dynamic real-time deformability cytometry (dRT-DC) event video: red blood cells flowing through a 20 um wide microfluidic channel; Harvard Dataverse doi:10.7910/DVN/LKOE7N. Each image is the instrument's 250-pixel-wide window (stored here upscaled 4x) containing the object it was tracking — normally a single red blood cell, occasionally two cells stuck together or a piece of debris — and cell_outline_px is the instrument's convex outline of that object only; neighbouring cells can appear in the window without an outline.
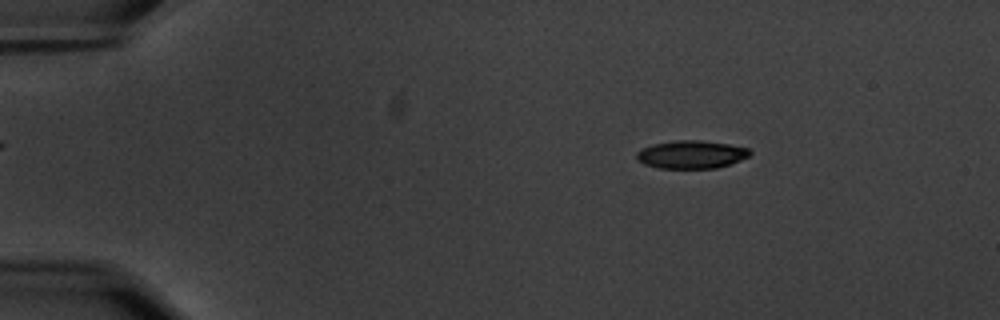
{"species": "common noctule bat (a hibernating species)", "species_latin": "Nyctalus noctula", "temperature_condition": "warm", "stored_images_in_passage": 57, "camera_frame_rate_fps": 3000, "um_per_image_px": 0.085, "animal": {"sex": "male", "body_mass_g": 20.1, "forearm_length_mm": 53.5}, "frame": {"image": 1, "passage_image": 9, "time_ms": 2.667, "image_size_px": [1000, 320], "cell_outline_px": [[752, 152], [748, 156], [740, 160], [716, 168], [656, 168], [644, 164], [636, 160], [636, 152], [640, 148], [652, 144], [676, 140], [700, 140], [728, 144], [748, 148]], "centroid_in_image_um": [58.7, 13.13], "position_along_channel_um": 26.3, "area_um2": 18.55}}
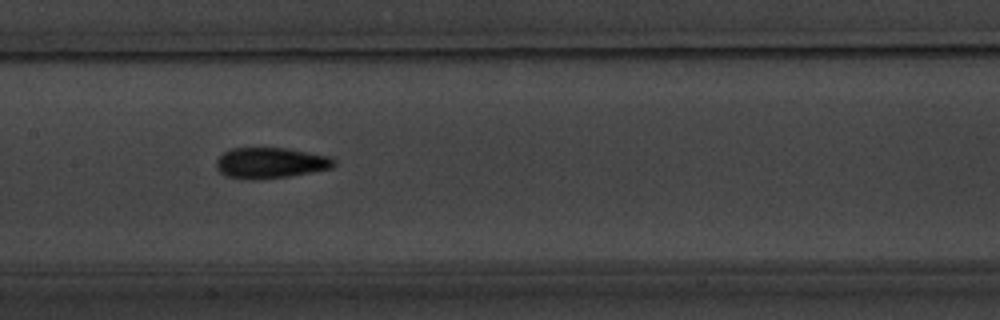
{"frame": {"image": 2, "passage_image": 29, "time_ms": 9.333, "image_size_px": [1000, 320], "cell_outline_px": [[336, 164], [332, 168], [292, 176], [252, 180], [248, 180], [224, 176], [216, 168], [216, 160], [224, 152], [232, 148], [288, 148], [328, 156], [336, 160]], "centroid_in_image_um": [22.98, 13.86], "position_along_channel_um": 184.4, "area_um2": 21.33}}
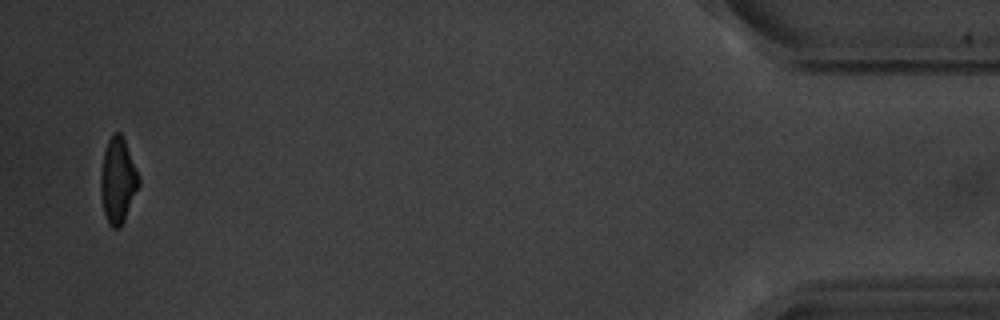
{"frame": {"image": 3, "passage_image": 56, "time_ms": 18.333, "image_size_px": [1000, 320], "cell_outline_px": [[140, 184], [124, 220], [120, 228], [112, 228], [108, 224], [104, 212], [100, 192], [100, 176], [104, 152], [108, 140], [112, 132], [120, 132], [124, 136], [140, 176]], "centroid_in_image_um": [10.03, 15.3], "position_along_channel_um": 425.2, "area_um2": 19.25}, "authors_computed_cell_mechanics": {"area_um2": 19.5942, "velocity_mm_per_s": 3.5352, "shape_relaxation_time_tau1_ms": 3.5321, "shape_relaxation_time_tau2_ms": 2.997, "deformation_change_tau1": 0.1638, "deformation_change_tau2": 0.1104}}